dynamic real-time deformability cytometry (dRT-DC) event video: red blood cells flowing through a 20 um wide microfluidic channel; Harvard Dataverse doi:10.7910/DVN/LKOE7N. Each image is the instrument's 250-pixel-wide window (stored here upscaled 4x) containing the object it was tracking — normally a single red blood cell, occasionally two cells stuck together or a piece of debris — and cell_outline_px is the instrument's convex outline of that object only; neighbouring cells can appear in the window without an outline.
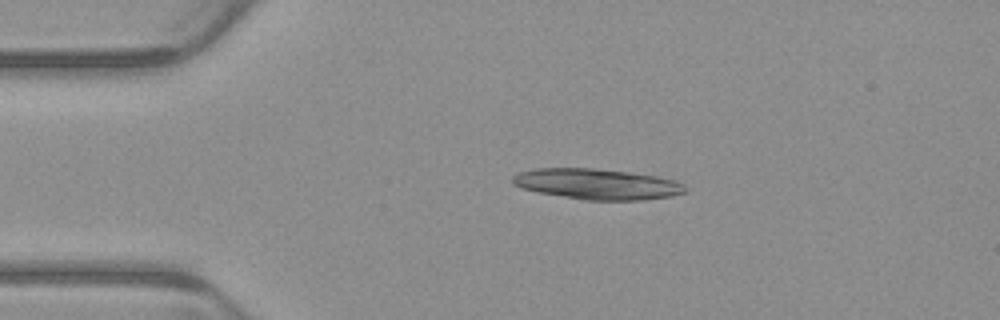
{"species": "common noctule bat (a hibernating species)", "species_latin": "Nyctalus noctula", "temperature_condition": "warm", "stored_images_in_passage": 4, "camera_frame_rate_fps": 3000, "um_per_image_px": 0.085, "animal": {"sex": "male", "body_mass_g": 23.1, "forearm_length_mm": 52.7}, "frame": {"image": 1, "passage_image": 3, "time_ms": 0.667, "image_size_px": [1000, 320], "cell_outline_px": [[688, 188], [684, 192], [672, 196], [640, 200], [584, 200], [536, 192], [520, 188], [512, 184], [512, 176], [520, 172], [536, 168], [596, 168], [628, 172], [656, 176], [672, 180], [684, 184]], "centroid_in_image_um": [50.71, 15.65], "position_along_channel_um": 34.3, "area_um2": 30.92}}